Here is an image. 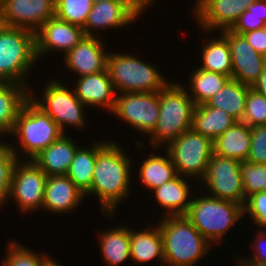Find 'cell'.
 I'll return each instance as SVG.
<instances>
[{"label": "cell", "mask_w": 266, "mask_h": 266, "mask_svg": "<svg viewBox=\"0 0 266 266\" xmlns=\"http://www.w3.org/2000/svg\"><path fill=\"white\" fill-rule=\"evenodd\" d=\"M97 156V142L91 148L77 149L66 176L84 194L91 189Z\"/></svg>", "instance_id": "29"}, {"label": "cell", "mask_w": 266, "mask_h": 266, "mask_svg": "<svg viewBox=\"0 0 266 266\" xmlns=\"http://www.w3.org/2000/svg\"><path fill=\"white\" fill-rule=\"evenodd\" d=\"M194 198L185 216L209 243L220 244L223 236L244 216L243 206L233 201L210 195Z\"/></svg>", "instance_id": "6"}, {"label": "cell", "mask_w": 266, "mask_h": 266, "mask_svg": "<svg viewBox=\"0 0 266 266\" xmlns=\"http://www.w3.org/2000/svg\"><path fill=\"white\" fill-rule=\"evenodd\" d=\"M147 225V227L138 232L130 229V253L131 259L138 263H146L152 259L158 258L164 265L163 240L160 227Z\"/></svg>", "instance_id": "25"}, {"label": "cell", "mask_w": 266, "mask_h": 266, "mask_svg": "<svg viewBox=\"0 0 266 266\" xmlns=\"http://www.w3.org/2000/svg\"><path fill=\"white\" fill-rule=\"evenodd\" d=\"M92 6V0H56L55 17L83 28Z\"/></svg>", "instance_id": "33"}, {"label": "cell", "mask_w": 266, "mask_h": 266, "mask_svg": "<svg viewBox=\"0 0 266 266\" xmlns=\"http://www.w3.org/2000/svg\"><path fill=\"white\" fill-rule=\"evenodd\" d=\"M188 183L185 177L177 174L173 179L153 190L154 198L162 208L166 209V216H183L191 204Z\"/></svg>", "instance_id": "23"}, {"label": "cell", "mask_w": 266, "mask_h": 266, "mask_svg": "<svg viewBox=\"0 0 266 266\" xmlns=\"http://www.w3.org/2000/svg\"><path fill=\"white\" fill-rule=\"evenodd\" d=\"M240 171L246 199L253 194L266 191V164L241 161Z\"/></svg>", "instance_id": "34"}, {"label": "cell", "mask_w": 266, "mask_h": 266, "mask_svg": "<svg viewBox=\"0 0 266 266\" xmlns=\"http://www.w3.org/2000/svg\"><path fill=\"white\" fill-rule=\"evenodd\" d=\"M256 0H196L191 10L203 31L230 29ZM196 14V15H195ZM207 29V30H206Z\"/></svg>", "instance_id": "15"}, {"label": "cell", "mask_w": 266, "mask_h": 266, "mask_svg": "<svg viewBox=\"0 0 266 266\" xmlns=\"http://www.w3.org/2000/svg\"><path fill=\"white\" fill-rule=\"evenodd\" d=\"M48 255V257L43 261L42 266H62L58 264L59 262L55 261V259Z\"/></svg>", "instance_id": "46"}, {"label": "cell", "mask_w": 266, "mask_h": 266, "mask_svg": "<svg viewBox=\"0 0 266 266\" xmlns=\"http://www.w3.org/2000/svg\"><path fill=\"white\" fill-rule=\"evenodd\" d=\"M251 148L247 161L266 164V125L250 127Z\"/></svg>", "instance_id": "38"}, {"label": "cell", "mask_w": 266, "mask_h": 266, "mask_svg": "<svg viewBox=\"0 0 266 266\" xmlns=\"http://www.w3.org/2000/svg\"><path fill=\"white\" fill-rule=\"evenodd\" d=\"M240 257H238V261L237 264H239L238 266H266V262H256L255 260L252 259H246L245 257L243 258V256L239 259Z\"/></svg>", "instance_id": "45"}, {"label": "cell", "mask_w": 266, "mask_h": 266, "mask_svg": "<svg viewBox=\"0 0 266 266\" xmlns=\"http://www.w3.org/2000/svg\"><path fill=\"white\" fill-rule=\"evenodd\" d=\"M190 75V97L195 105L204 104L209 98L214 96L223 85L230 79L220 73L195 68Z\"/></svg>", "instance_id": "32"}, {"label": "cell", "mask_w": 266, "mask_h": 266, "mask_svg": "<svg viewBox=\"0 0 266 266\" xmlns=\"http://www.w3.org/2000/svg\"><path fill=\"white\" fill-rule=\"evenodd\" d=\"M8 254L3 258L2 266H42L43 261L48 257L33 252L32 249L23 247L12 241L8 244Z\"/></svg>", "instance_id": "36"}, {"label": "cell", "mask_w": 266, "mask_h": 266, "mask_svg": "<svg viewBox=\"0 0 266 266\" xmlns=\"http://www.w3.org/2000/svg\"><path fill=\"white\" fill-rule=\"evenodd\" d=\"M106 68L114 90L120 93L159 92L169 83L156 64L148 65L126 53H108Z\"/></svg>", "instance_id": "7"}, {"label": "cell", "mask_w": 266, "mask_h": 266, "mask_svg": "<svg viewBox=\"0 0 266 266\" xmlns=\"http://www.w3.org/2000/svg\"><path fill=\"white\" fill-rule=\"evenodd\" d=\"M85 198L76 185L66 175L47 176L43 208L51 213H68L75 210Z\"/></svg>", "instance_id": "20"}, {"label": "cell", "mask_w": 266, "mask_h": 266, "mask_svg": "<svg viewBox=\"0 0 266 266\" xmlns=\"http://www.w3.org/2000/svg\"><path fill=\"white\" fill-rule=\"evenodd\" d=\"M11 135H16L18 136L16 140L19 139V149L10 144L18 160L24 159L23 156L19 157L17 154V150L20 149L22 155L27 156L26 160H33L63 133L57 123L29 97L17 114Z\"/></svg>", "instance_id": "4"}, {"label": "cell", "mask_w": 266, "mask_h": 266, "mask_svg": "<svg viewBox=\"0 0 266 266\" xmlns=\"http://www.w3.org/2000/svg\"><path fill=\"white\" fill-rule=\"evenodd\" d=\"M85 36L83 28L62 21L57 17L50 18L35 32L36 56L43 57L52 51H64L65 55Z\"/></svg>", "instance_id": "17"}, {"label": "cell", "mask_w": 266, "mask_h": 266, "mask_svg": "<svg viewBox=\"0 0 266 266\" xmlns=\"http://www.w3.org/2000/svg\"><path fill=\"white\" fill-rule=\"evenodd\" d=\"M228 42L232 57V79L252 87L264 69L263 55L247 40L229 29L220 33Z\"/></svg>", "instance_id": "16"}, {"label": "cell", "mask_w": 266, "mask_h": 266, "mask_svg": "<svg viewBox=\"0 0 266 266\" xmlns=\"http://www.w3.org/2000/svg\"><path fill=\"white\" fill-rule=\"evenodd\" d=\"M97 36H84L64 58L65 67L79 77L104 71L107 66L105 43Z\"/></svg>", "instance_id": "18"}, {"label": "cell", "mask_w": 266, "mask_h": 266, "mask_svg": "<svg viewBox=\"0 0 266 266\" xmlns=\"http://www.w3.org/2000/svg\"><path fill=\"white\" fill-rule=\"evenodd\" d=\"M29 98V89L12 82L0 84V137L11 134L17 114L24 102Z\"/></svg>", "instance_id": "24"}, {"label": "cell", "mask_w": 266, "mask_h": 266, "mask_svg": "<svg viewBox=\"0 0 266 266\" xmlns=\"http://www.w3.org/2000/svg\"><path fill=\"white\" fill-rule=\"evenodd\" d=\"M241 16H255L260 17L266 24V0H256L252 3Z\"/></svg>", "instance_id": "43"}, {"label": "cell", "mask_w": 266, "mask_h": 266, "mask_svg": "<svg viewBox=\"0 0 266 266\" xmlns=\"http://www.w3.org/2000/svg\"><path fill=\"white\" fill-rule=\"evenodd\" d=\"M241 161L212 154L206 174L201 180L207 186L208 194L222 200L233 201L244 206L243 182L240 171Z\"/></svg>", "instance_id": "10"}, {"label": "cell", "mask_w": 266, "mask_h": 266, "mask_svg": "<svg viewBox=\"0 0 266 266\" xmlns=\"http://www.w3.org/2000/svg\"><path fill=\"white\" fill-rule=\"evenodd\" d=\"M56 0H4L0 5V23L36 32L55 16Z\"/></svg>", "instance_id": "13"}, {"label": "cell", "mask_w": 266, "mask_h": 266, "mask_svg": "<svg viewBox=\"0 0 266 266\" xmlns=\"http://www.w3.org/2000/svg\"><path fill=\"white\" fill-rule=\"evenodd\" d=\"M78 146L80 145H76L74 139L63 134L33 161L47 176L66 175Z\"/></svg>", "instance_id": "21"}, {"label": "cell", "mask_w": 266, "mask_h": 266, "mask_svg": "<svg viewBox=\"0 0 266 266\" xmlns=\"http://www.w3.org/2000/svg\"><path fill=\"white\" fill-rule=\"evenodd\" d=\"M166 156L154 155L152 152L151 156L142 162L139 177L148 189L154 190L177 175L175 166L167 151Z\"/></svg>", "instance_id": "31"}, {"label": "cell", "mask_w": 266, "mask_h": 266, "mask_svg": "<svg viewBox=\"0 0 266 266\" xmlns=\"http://www.w3.org/2000/svg\"><path fill=\"white\" fill-rule=\"evenodd\" d=\"M98 237L103 260L109 266H118L128 258L130 253V229L127 226L107 229Z\"/></svg>", "instance_id": "28"}, {"label": "cell", "mask_w": 266, "mask_h": 266, "mask_svg": "<svg viewBox=\"0 0 266 266\" xmlns=\"http://www.w3.org/2000/svg\"><path fill=\"white\" fill-rule=\"evenodd\" d=\"M187 90V87L177 82H169L159 91L158 122L149 135L152 148L159 149V146L165 144L167 146L183 132L191 129L196 105Z\"/></svg>", "instance_id": "3"}, {"label": "cell", "mask_w": 266, "mask_h": 266, "mask_svg": "<svg viewBox=\"0 0 266 266\" xmlns=\"http://www.w3.org/2000/svg\"><path fill=\"white\" fill-rule=\"evenodd\" d=\"M103 1H108V0H92L93 4L103 2Z\"/></svg>", "instance_id": "48"}, {"label": "cell", "mask_w": 266, "mask_h": 266, "mask_svg": "<svg viewBox=\"0 0 266 266\" xmlns=\"http://www.w3.org/2000/svg\"><path fill=\"white\" fill-rule=\"evenodd\" d=\"M41 93L42 99H37L29 90L31 100L47 113L65 133V126L82 128L85 125V104L76 97L75 91L70 90L62 82L50 80Z\"/></svg>", "instance_id": "9"}, {"label": "cell", "mask_w": 266, "mask_h": 266, "mask_svg": "<svg viewBox=\"0 0 266 266\" xmlns=\"http://www.w3.org/2000/svg\"><path fill=\"white\" fill-rule=\"evenodd\" d=\"M251 88L266 97V67Z\"/></svg>", "instance_id": "44"}, {"label": "cell", "mask_w": 266, "mask_h": 266, "mask_svg": "<svg viewBox=\"0 0 266 266\" xmlns=\"http://www.w3.org/2000/svg\"><path fill=\"white\" fill-rule=\"evenodd\" d=\"M140 6H142L144 9H146V7H150V5L152 6L154 2V0H135Z\"/></svg>", "instance_id": "47"}, {"label": "cell", "mask_w": 266, "mask_h": 266, "mask_svg": "<svg viewBox=\"0 0 266 266\" xmlns=\"http://www.w3.org/2000/svg\"><path fill=\"white\" fill-rule=\"evenodd\" d=\"M264 227H265V229H266V223H263V224L259 227V229H260V228L263 229Z\"/></svg>", "instance_id": "50"}, {"label": "cell", "mask_w": 266, "mask_h": 266, "mask_svg": "<svg viewBox=\"0 0 266 266\" xmlns=\"http://www.w3.org/2000/svg\"><path fill=\"white\" fill-rule=\"evenodd\" d=\"M157 222L163 240L166 266H193L212 246L183 216H160Z\"/></svg>", "instance_id": "2"}, {"label": "cell", "mask_w": 266, "mask_h": 266, "mask_svg": "<svg viewBox=\"0 0 266 266\" xmlns=\"http://www.w3.org/2000/svg\"><path fill=\"white\" fill-rule=\"evenodd\" d=\"M241 122L249 127L266 125V97L251 87L247 94L244 116Z\"/></svg>", "instance_id": "37"}, {"label": "cell", "mask_w": 266, "mask_h": 266, "mask_svg": "<svg viewBox=\"0 0 266 266\" xmlns=\"http://www.w3.org/2000/svg\"><path fill=\"white\" fill-rule=\"evenodd\" d=\"M17 161L10 144L0 141V206L8 200L13 168Z\"/></svg>", "instance_id": "35"}, {"label": "cell", "mask_w": 266, "mask_h": 266, "mask_svg": "<svg viewBox=\"0 0 266 266\" xmlns=\"http://www.w3.org/2000/svg\"><path fill=\"white\" fill-rule=\"evenodd\" d=\"M250 148V127L241 121H237L213 141L214 154L239 161L247 160Z\"/></svg>", "instance_id": "22"}, {"label": "cell", "mask_w": 266, "mask_h": 266, "mask_svg": "<svg viewBox=\"0 0 266 266\" xmlns=\"http://www.w3.org/2000/svg\"><path fill=\"white\" fill-rule=\"evenodd\" d=\"M112 115L143 134H151L159 117V92L118 93Z\"/></svg>", "instance_id": "12"}, {"label": "cell", "mask_w": 266, "mask_h": 266, "mask_svg": "<svg viewBox=\"0 0 266 266\" xmlns=\"http://www.w3.org/2000/svg\"><path fill=\"white\" fill-rule=\"evenodd\" d=\"M263 59H264V66L266 67V53L263 55Z\"/></svg>", "instance_id": "49"}, {"label": "cell", "mask_w": 266, "mask_h": 266, "mask_svg": "<svg viewBox=\"0 0 266 266\" xmlns=\"http://www.w3.org/2000/svg\"><path fill=\"white\" fill-rule=\"evenodd\" d=\"M74 89L81 103L89 106H99L112 113L116 96L107 68L95 74L78 77Z\"/></svg>", "instance_id": "19"}, {"label": "cell", "mask_w": 266, "mask_h": 266, "mask_svg": "<svg viewBox=\"0 0 266 266\" xmlns=\"http://www.w3.org/2000/svg\"><path fill=\"white\" fill-rule=\"evenodd\" d=\"M142 12L144 13L145 9L135 0H108L95 3L83 27L85 36H96L94 31L103 28L127 27L137 20Z\"/></svg>", "instance_id": "14"}, {"label": "cell", "mask_w": 266, "mask_h": 266, "mask_svg": "<svg viewBox=\"0 0 266 266\" xmlns=\"http://www.w3.org/2000/svg\"><path fill=\"white\" fill-rule=\"evenodd\" d=\"M202 70L220 73L232 78V57L227 40L220 34L202 47Z\"/></svg>", "instance_id": "30"}, {"label": "cell", "mask_w": 266, "mask_h": 266, "mask_svg": "<svg viewBox=\"0 0 266 266\" xmlns=\"http://www.w3.org/2000/svg\"><path fill=\"white\" fill-rule=\"evenodd\" d=\"M241 35L258 53L262 55L266 53V26Z\"/></svg>", "instance_id": "41"}, {"label": "cell", "mask_w": 266, "mask_h": 266, "mask_svg": "<svg viewBox=\"0 0 266 266\" xmlns=\"http://www.w3.org/2000/svg\"><path fill=\"white\" fill-rule=\"evenodd\" d=\"M165 147L177 174L192 179L198 177L199 182L204 178L213 154V142L209 138L191 128Z\"/></svg>", "instance_id": "8"}, {"label": "cell", "mask_w": 266, "mask_h": 266, "mask_svg": "<svg viewBox=\"0 0 266 266\" xmlns=\"http://www.w3.org/2000/svg\"><path fill=\"white\" fill-rule=\"evenodd\" d=\"M35 33L0 25V81L26 84V75L37 63ZM35 62V63H34Z\"/></svg>", "instance_id": "5"}, {"label": "cell", "mask_w": 266, "mask_h": 266, "mask_svg": "<svg viewBox=\"0 0 266 266\" xmlns=\"http://www.w3.org/2000/svg\"><path fill=\"white\" fill-rule=\"evenodd\" d=\"M257 238L254 243V255L250 258L256 262H266V230H259L257 233ZM265 243V244H264Z\"/></svg>", "instance_id": "42"}, {"label": "cell", "mask_w": 266, "mask_h": 266, "mask_svg": "<svg viewBox=\"0 0 266 266\" xmlns=\"http://www.w3.org/2000/svg\"><path fill=\"white\" fill-rule=\"evenodd\" d=\"M236 122L224 110L200 104L195 106L191 128L213 142Z\"/></svg>", "instance_id": "26"}, {"label": "cell", "mask_w": 266, "mask_h": 266, "mask_svg": "<svg viewBox=\"0 0 266 266\" xmlns=\"http://www.w3.org/2000/svg\"><path fill=\"white\" fill-rule=\"evenodd\" d=\"M266 24L260 17L255 16H240L234 25L229 29L233 33L243 34L257 29L264 28Z\"/></svg>", "instance_id": "40"}, {"label": "cell", "mask_w": 266, "mask_h": 266, "mask_svg": "<svg viewBox=\"0 0 266 266\" xmlns=\"http://www.w3.org/2000/svg\"><path fill=\"white\" fill-rule=\"evenodd\" d=\"M243 211L244 216L248 212L256 226L260 227L266 223V191L249 196L243 206Z\"/></svg>", "instance_id": "39"}, {"label": "cell", "mask_w": 266, "mask_h": 266, "mask_svg": "<svg viewBox=\"0 0 266 266\" xmlns=\"http://www.w3.org/2000/svg\"><path fill=\"white\" fill-rule=\"evenodd\" d=\"M47 175L33 160L17 161L13 168L8 199L14 198L21 212L43 208Z\"/></svg>", "instance_id": "11"}, {"label": "cell", "mask_w": 266, "mask_h": 266, "mask_svg": "<svg viewBox=\"0 0 266 266\" xmlns=\"http://www.w3.org/2000/svg\"><path fill=\"white\" fill-rule=\"evenodd\" d=\"M130 159L117 143L109 140L97 142L91 189L85 196L96 194L100 199L102 212L110 218L116 206L130 195L133 163Z\"/></svg>", "instance_id": "1"}, {"label": "cell", "mask_w": 266, "mask_h": 266, "mask_svg": "<svg viewBox=\"0 0 266 266\" xmlns=\"http://www.w3.org/2000/svg\"><path fill=\"white\" fill-rule=\"evenodd\" d=\"M249 88L250 86L231 78L204 104L222 109L237 121H242Z\"/></svg>", "instance_id": "27"}]
</instances>
